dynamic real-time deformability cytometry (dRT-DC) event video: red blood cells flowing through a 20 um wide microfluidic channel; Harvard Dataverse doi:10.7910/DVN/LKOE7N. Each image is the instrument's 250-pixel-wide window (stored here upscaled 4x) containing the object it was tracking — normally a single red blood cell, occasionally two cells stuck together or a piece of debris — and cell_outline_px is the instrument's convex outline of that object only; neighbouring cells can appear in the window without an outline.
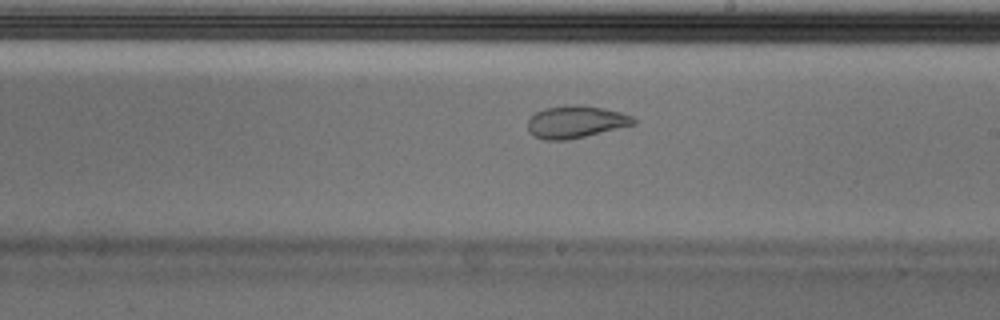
{"species": "Egyptian fruit bat (a non-hibernating species)", "species_latin": "Rousettus aegyptiacus", "temperature_condition": "cold", "stored_images_in_passage": 54, "camera_frame_rate_fps": 3000, "um_per_image_px": 0.085, "animal": {"sex": "male"}, "frame": {"image": 1, "passage_image": 31, "time_ms": 10.0, "image_size_px": [1000, 320], "cell_outline_px": [[636, 124], [584, 136], [564, 140], [544, 140], [528, 132], [528, 120], [536, 112], [544, 108], [572, 104], [580, 104], [604, 108], [620, 112], [632, 116], [636, 120]], "centroid_in_image_um": [48.93, 10.34], "position_along_channel_um": 240.1, "area_um2": 19.83}, "authors_computed_cell_mechanics": {"area_um2": 22.2819, "velocity_mm_per_s": 3.6818, "shape_relaxation_time_tau1_ms": null, "shape_relaxation_time_tau2_ms": 1.2191, "deformation_change_tau1": null, "deformation_change_tau2": 0.0472}}